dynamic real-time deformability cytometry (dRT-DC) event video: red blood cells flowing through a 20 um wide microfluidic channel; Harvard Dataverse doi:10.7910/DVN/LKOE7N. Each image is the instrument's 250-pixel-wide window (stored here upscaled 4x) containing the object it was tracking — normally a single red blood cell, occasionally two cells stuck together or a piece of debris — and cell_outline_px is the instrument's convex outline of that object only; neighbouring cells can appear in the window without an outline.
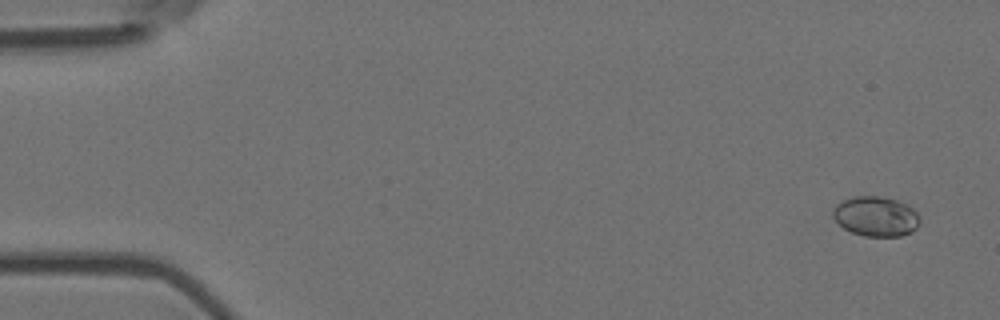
{"species": "Egyptian fruit bat (a non-hibernating species)", "species_latin": "Rousettus aegyptiacus", "temperature_condition": "room temperature", "stored_images_in_passage": 5, "camera_frame_rate_fps": 3000, "um_per_image_px": 0.085, "animal": {"sex": "female"}, "frame": {"image": 1, "passage_image": 1, "time_ms": 0.0, "image_size_px": [1000, 320], "cell_outline_px": [[920, 220], [916, 228], [912, 232], [900, 236], [864, 236], [852, 232], [844, 228], [832, 216], [832, 208], [836, 204], [852, 196], [884, 196], [908, 204], [920, 216]], "centroid_in_image_um": [74.45, 18.38], "position_along_channel_um": 10.5, "area_um2": 20.35}}
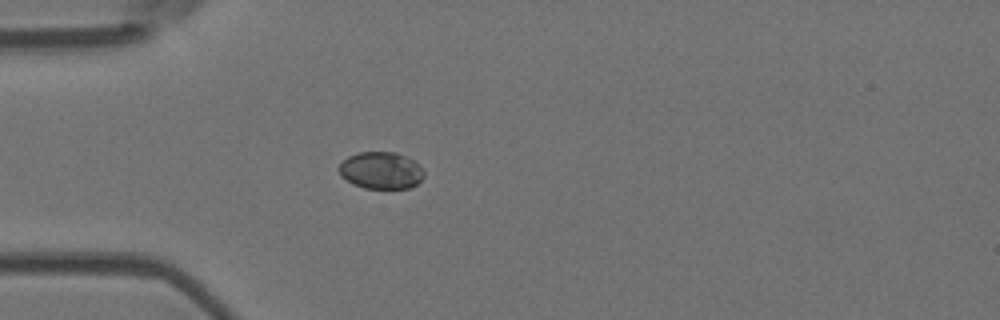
{"frame": {"image": 2, "passage_image": 5, "time_ms": 1.333, "image_size_px": [1000, 320], "cell_outline_px": [[424, 176], [416, 184], [408, 188], [364, 188], [352, 184], [340, 172], [340, 164], [348, 156], [360, 152], [396, 152], [420, 164], [424, 172]], "centroid_in_image_um": [32.42, 14.48], "position_along_channel_um": 52.6, "area_um2": 18.09}}